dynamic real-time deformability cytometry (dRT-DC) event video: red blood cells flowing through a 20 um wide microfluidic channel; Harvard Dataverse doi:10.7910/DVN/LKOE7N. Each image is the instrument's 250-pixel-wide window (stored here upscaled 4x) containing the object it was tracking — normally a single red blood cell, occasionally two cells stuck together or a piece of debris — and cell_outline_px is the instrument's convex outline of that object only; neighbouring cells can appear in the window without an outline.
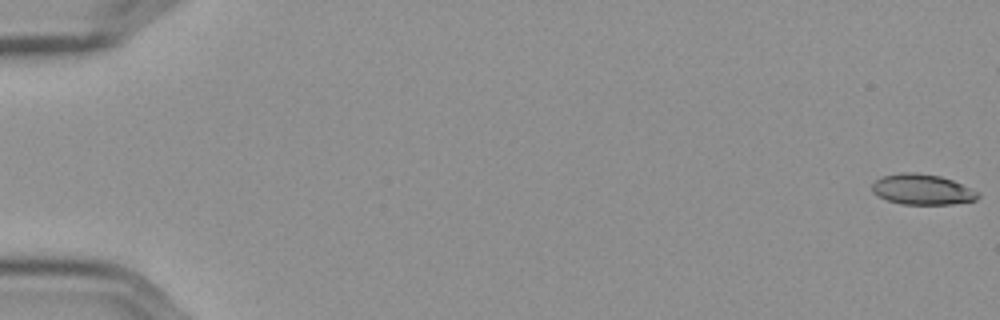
{"species": "Egyptian fruit bat (a non-hibernating species)", "species_latin": "Rousettus aegyptiacus", "temperature_condition": "cold", "stored_images_in_passage": 52, "camera_frame_rate_fps": 3000, "um_per_image_px": 0.085, "frame": {"image": 1, "passage_image": 1, "time_ms": 0.0, "image_size_px": [1000, 320], "cell_outline_px": [[980, 196], [976, 200], [952, 204], [900, 204], [888, 200], [872, 192], [872, 184], [880, 176], [900, 172], [916, 172], [940, 176], [952, 180], [980, 192]], "centroid_in_image_um": [78.39, 16.09], "position_along_channel_um": 6.6, "area_um2": 18.9}}
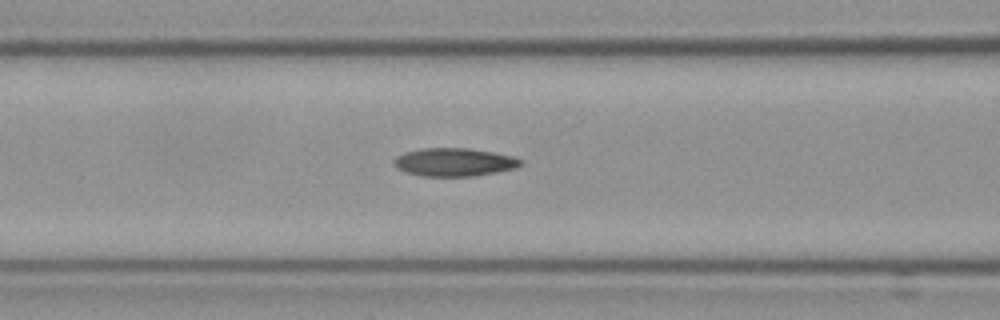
{"frame": {"image": 2, "passage_image": 25, "time_ms": 8.0, "image_size_px": [1000, 320], "cell_outline_px": [[520, 164], [516, 168], [496, 172], [472, 176], [424, 176], [408, 172], [396, 168], [392, 160], [396, 156], [404, 152], [420, 148], [468, 148], [492, 152], [512, 156], [520, 160]], "centroid_in_image_um": [38.55, 13.77], "position_along_channel_um": 128.0, "area_um2": 20.63}}
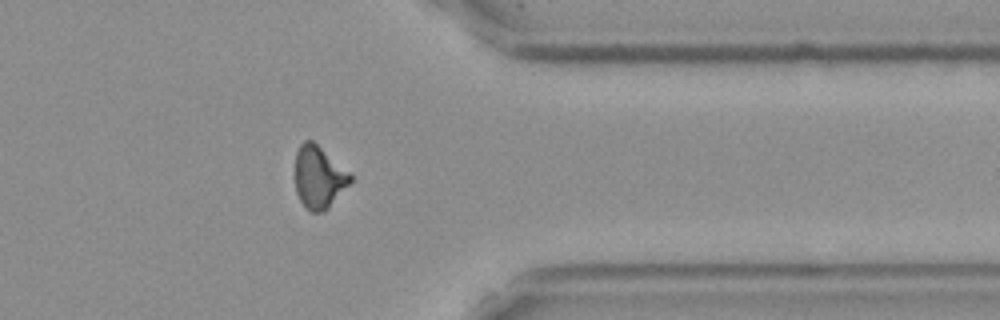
{"frame": {"image": 3, "passage_image": 47, "time_ms": 15.333, "image_size_px": [1000, 320], "cell_outline_px": [[352, 180], [328, 208], [324, 212], [312, 212], [300, 200], [296, 192], [296, 152], [300, 144], [304, 140], [312, 140], [348, 172], [352, 176]], "centroid_in_image_um": [27.08, 15.06], "position_along_channel_um": 384.3, "area_um2": 19.54}}